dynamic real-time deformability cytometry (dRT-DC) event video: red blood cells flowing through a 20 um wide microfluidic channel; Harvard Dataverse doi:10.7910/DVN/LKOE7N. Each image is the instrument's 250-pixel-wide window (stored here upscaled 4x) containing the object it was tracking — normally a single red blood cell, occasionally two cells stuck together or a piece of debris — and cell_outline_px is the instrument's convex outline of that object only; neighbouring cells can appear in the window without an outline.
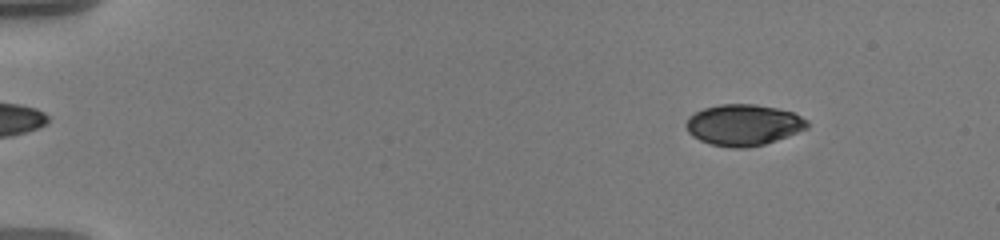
{"species": "human", "species_latin": "Homo sapiens", "temperature_condition": "warm", "stored_images_in_passage": 56, "camera_frame_rate_fps": 3000, "um_per_image_px": 0.085, "donor": {"sex": "male"}, "frame": {"image": 1, "passage_image": 7, "time_ms": 2.0, "image_size_px": [1000, 240], "cell_outline_px": [[808, 128], [788, 136], [764, 144], [748, 148], [732, 148], [712, 144], [700, 140], [692, 136], [688, 132], [684, 124], [688, 116], [704, 108], [720, 104], [756, 104], [776, 108], [792, 112], [808, 120]], "centroid_in_image_um": [63.18, 10.62], "position_along_channel_um": 21.8, "area_um2": 29.13}}
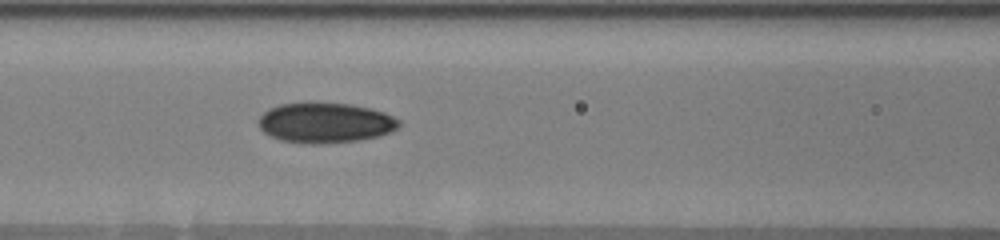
{"frame": {"image": 2, "passage_image": 26, "time_ms": 8.333, "image_size_px": [1000, 240], "cell_outline_px": [[400, 124], [396, 128], [388, 132], [376, 136], [360, 140], [320, 144], [304, 144], [280, 140], [264, 132], [256, 124], [256, 120], [268, 108], [280, 104], [352, 104], [372, 108], [384, 112], [400, 120]], "centroid_in_image_um": [27.61, 10.45], "position_along_channel_um": 139.0, "area_um2": 32.71}}
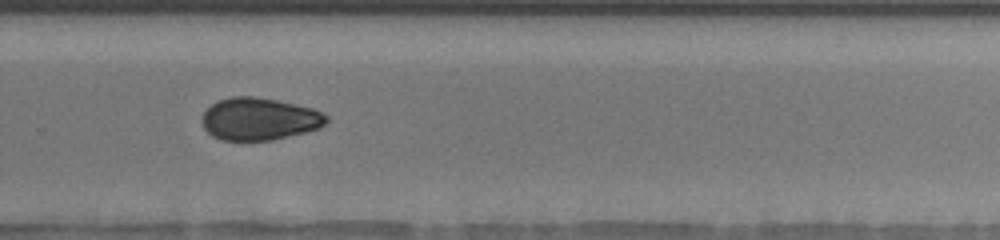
{"frame": {"image": 3, "passage_image": 40, "time_ms": 13.0, "image_size_px": [1000, 240], "cell_outline_px": [[328, 120], [320, 128], [272, 140], [220, 140], [212, 136], [204, 128], [200, 120], [204, 112], [212, 104], [220, 100], [232, 96], [256, 96], [276, 100], [312, 108], [328, 116]], "centroid_in_image_um": [22.01, 10.11], "position_along_channel_um": 307.8, "area_um2": 30.63}, "authors_computed_cell_mechanics": {"area_um2": 30.2583, "velocity_mm_per_s": 3.6296, "shape_relaxation_time_tau1_ms": null, "shape_relaxation_time_tau2_ms": 7.0443, "deformation_change_tau1": null, "deformation_change_tau2": 0.0766}}